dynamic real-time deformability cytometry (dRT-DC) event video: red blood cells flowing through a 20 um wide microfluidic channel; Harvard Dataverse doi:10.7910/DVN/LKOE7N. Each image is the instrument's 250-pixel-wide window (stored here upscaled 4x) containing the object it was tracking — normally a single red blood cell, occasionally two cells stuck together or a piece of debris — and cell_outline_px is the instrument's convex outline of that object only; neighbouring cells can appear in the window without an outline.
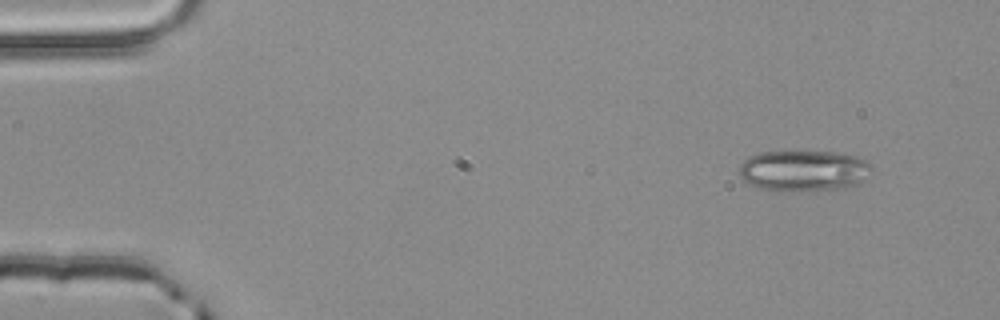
{"species": "common noctule bat (a hibernating species)", "species_latin": "Nyctalus noctula", "temperature_condition": "room temperature", "stored_images_in_passage": 2, "camera_frame_rate_fps": 3000, "um_per_image_px": 0.085, "animal": {"sex": "male", "body_mass_g": 20.4}, "frame": {"image": 1, "passage_image": 1, "time_ms": 0.0, "image_size_px": [1000, 320], "cell_outline_px": [[872, 168], [864, 180], [860, 184], [844, 188], [784, 192], [776, 192], [760, 188], [748, 184], [740, 176], [740, 164], [748, 156], [760, 152], [800, 148], [836, 152], [856, 156], [868, 160], [872, 164]], "centroid_in_image_um": [68.31, 14.47], "position_along_channel_um": 16.7, "area_um2": 33.18}}